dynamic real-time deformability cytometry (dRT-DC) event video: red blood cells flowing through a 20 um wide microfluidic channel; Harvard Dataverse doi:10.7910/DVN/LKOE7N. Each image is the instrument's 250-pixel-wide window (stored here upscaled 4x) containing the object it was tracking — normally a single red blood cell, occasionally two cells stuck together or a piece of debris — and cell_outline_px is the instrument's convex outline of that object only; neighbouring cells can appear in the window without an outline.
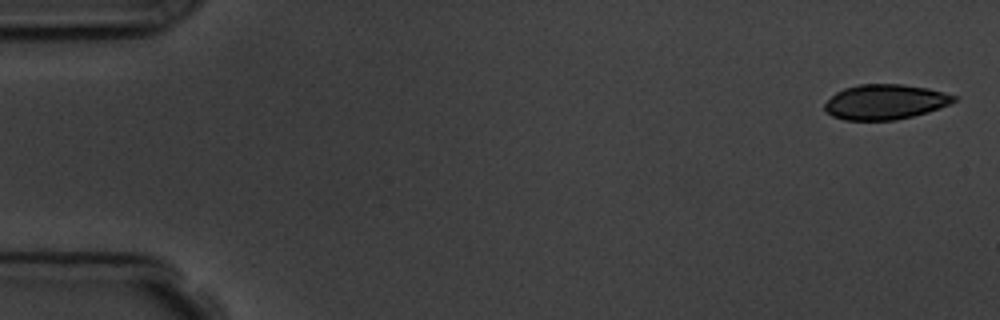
{"species": "common noctule bat (a hibernating species)", "species_latin": "Nyctalus noctula", "temperature_condition": "room temperature", "stored_images_in_passage": 6, "camera_frame_rate_fps": 3000, "um_per_image_px": 0.085, "animal": {"sex": "male", "body_mass_g": 19.5, "forearm_length_mm": 54.6}, "frame": {"image": 1, "passage_image": 1, "time_ms": 0.0, "image_size_px": [1000, 320], "cell_outline_px": [[956, 100], [948, 104], [928, 112], [896, 120], [844, 120], [832, 116], [824, 108], [824, 104], [836, 92], [844, 88], [860, 84], [900, 84], [928, 88], [956, 96]], "centroid_in_image_um": [75.21, 8.66], "position_along_channel_um": 9.8, "area_um2": 26.18}}
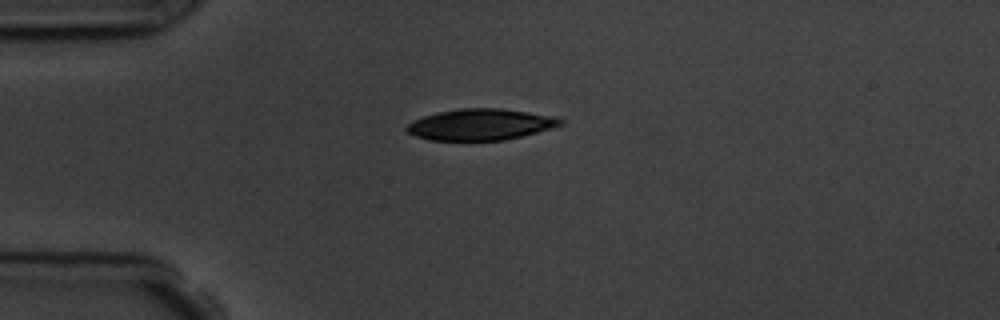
{"frame": {"image": 2, "passage_image": 4, "time_ms": 4.0, "image_size_px": [1000, 320], "cell_outline_px": [[564, 124], [552, 128], [504, 140], [428, 140], [416, 136], [408, 132], [404, 128], [412, 120], [424, 116], [440, 112], [460, 108], [500, 108], [556, 116], [564, 120]], "centroid_in_image_um": [40.85, 10.58], "position_along_channel_um": 44.1, "area_um2": 27.92}}